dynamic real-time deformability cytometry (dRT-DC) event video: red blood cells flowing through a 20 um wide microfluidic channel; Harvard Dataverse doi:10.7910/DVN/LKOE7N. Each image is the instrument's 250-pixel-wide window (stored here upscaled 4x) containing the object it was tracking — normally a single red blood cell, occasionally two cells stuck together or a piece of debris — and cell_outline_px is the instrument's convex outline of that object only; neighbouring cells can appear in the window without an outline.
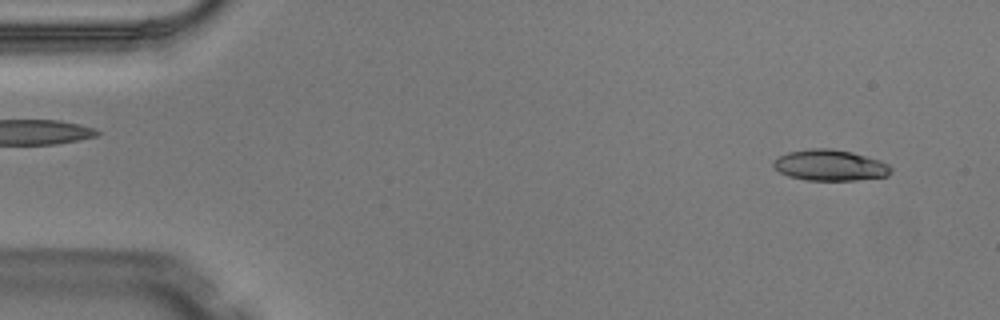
{"species": "Egyptian fruit bat (a non-hibernating species)", "species_latin": "Rousettus aegyptiacus", "temperature_condition": "warm", "stored_images_in_passage": 4, "segment_of_instrument_passage": [2, 2], "camera_frame_rate_fps": 3000, "um_per_image_px": 0.085, "animal": {"sex": "male"}, "frame": {"image": 1, "passage_image": 4, "time_ms": 1.0, "image_size_px": [1000, 320], "cell_outline_px": [[892, 172], [888, 176], [856, 180], [804, 180], [788, 176], [772, 168], [772, 160], [788, 152], [808, 148], [832, 148], [852, 152], [880, 160], [888, 164], [892, 168]], "centroid_in_image_um": [70.53, 14.04], "position_along_channel_um": 14.5, "area_um2": 21.5}}